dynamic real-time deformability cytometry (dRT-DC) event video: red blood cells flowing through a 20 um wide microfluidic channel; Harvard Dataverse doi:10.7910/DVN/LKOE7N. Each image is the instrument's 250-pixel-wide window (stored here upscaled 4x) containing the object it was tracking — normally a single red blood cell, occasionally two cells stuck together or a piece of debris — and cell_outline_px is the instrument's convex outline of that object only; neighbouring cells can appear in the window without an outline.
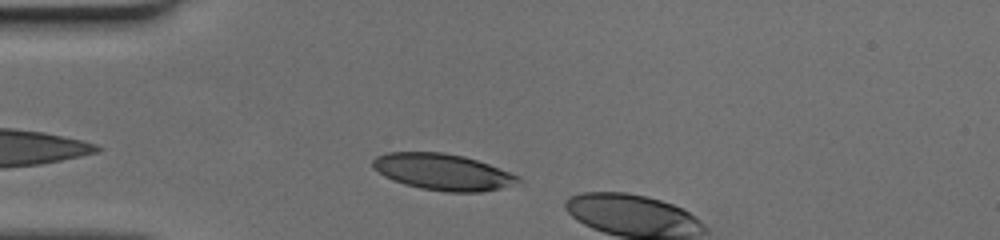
{"species": "human", "species_latin": "Homo sapiens", "temperature_condition": "cold", "stored_images_in_passage": 8, "camera_frame_rate_fps": 3000, "um_per_image_px": 0.085, "donor": {"sex": "female"}, "frame": {"image": 1, "passage_image": 6, "time_ms": 1.667, "image_size_px": [1000, 240], "cell_outline_px": [[520, 180], [500, 188], [480, 192], [448, 192], [420, 188], [404, 184], [392, 180], [384, 176], [372, 168], [372, 160], [376, 156], [388, 152], [444, 152], [464, 156], [488, 164], [520, 176]], "centroid_in_image_um": [37.57, 14.6], "position_along_channel_um": 47.4, "area_um2": 30.63}}